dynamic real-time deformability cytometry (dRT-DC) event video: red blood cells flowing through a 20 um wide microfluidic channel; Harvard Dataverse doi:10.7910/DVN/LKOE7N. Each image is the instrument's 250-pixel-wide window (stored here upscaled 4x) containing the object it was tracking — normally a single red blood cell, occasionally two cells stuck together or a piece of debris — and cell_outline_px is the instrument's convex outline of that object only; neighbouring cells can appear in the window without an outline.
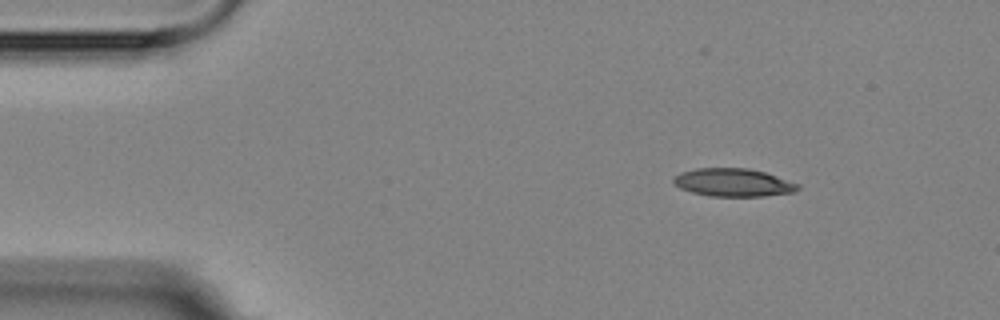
{"species": "Egyptian fruit bat (a non-hibernating species)", "species_latin": "Rousettus aegyptiacus", "temperature_condition": "room temperature", "stored_images_in_passage": 4, "segment_of_instrument_passage": [1, 2], "camera_frame_rate_fps": 3000, "um_per_image_px": 0.085, "animal": {"sex": "female"}, "frame": {"image": 1, "passage_image": 2, "time_ms": 1.333, "image_size_px": [1000, 320], "cell_outline_px": [[800, 188], [796, 192], [764, 196], [708, 196], [692, 192], [680, 188], [672, 180], [680, 172], [696, 168], [748, 168], [764, 172], [800, 184]], "centroid_in_image_um": [62.35, 15.51], "position_along_channel_um": 22.7, "area_um2": 20.29}}